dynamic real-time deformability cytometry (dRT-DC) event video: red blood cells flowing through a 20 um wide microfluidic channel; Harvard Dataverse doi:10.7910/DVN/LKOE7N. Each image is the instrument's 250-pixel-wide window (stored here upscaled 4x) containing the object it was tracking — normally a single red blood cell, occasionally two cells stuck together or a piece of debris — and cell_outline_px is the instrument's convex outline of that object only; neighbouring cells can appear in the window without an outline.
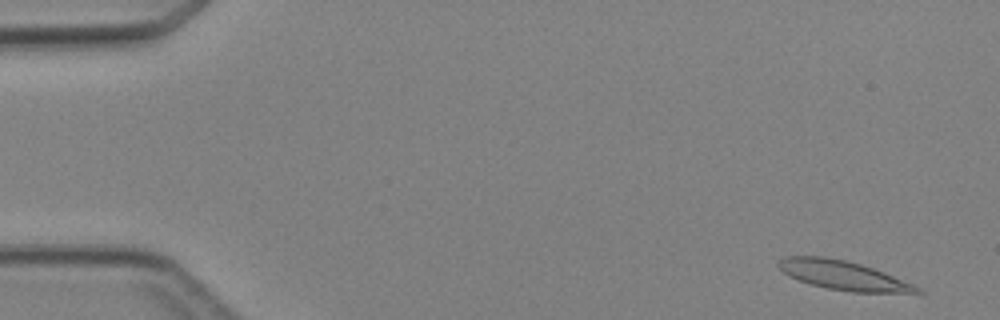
{"species": "Egyptian fruit bat (a non-hibernating species)", "species_latin": "Rousettus aegyptiacus", "temperature_condition": "cold", "stored_images_in_passage": 4, "camera_frame_rate_fps": 3000, "um_per_image_px": 0.085, "animal": {"sex": "female"}, "frame": {"image": 1, "passage_image": 1, "time_ms": 0.0, "image_size_px": [1000, 320], "cell_outline_px": [[924, 292], [852, 292], [828, 288], [812, 284], [788, 276], [776, 264], [780, 260], [788, 256], [824, 256], [844, 260], [860, 264], [884, 272], [912, 284], [920, 288]], "centroid_in_image_um": [71.63, 23.39], "position_along_channel_um": 13.4, "area_um2": 22.95}}
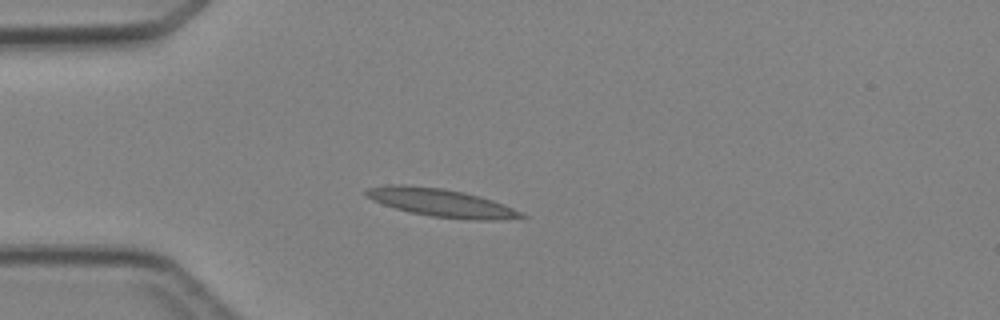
{"frame": {"image": 2, "passage_image": 4, "time_ms": 3.333, "image_size_px": [1000, 320], "cell_outline_px": [[528, 216], [500, 220], [468, 220], [432, 216], [408, 212], [372, 200], [364, 192], [368, 188], [388, 184], [404, 184], [444, 188], [464, 192], [480, 196], [504, 204]], "centroid_in_image_um": [37.5, 17.22], "position_along_channel_um": 47.5, "area_um2": 25.32}}